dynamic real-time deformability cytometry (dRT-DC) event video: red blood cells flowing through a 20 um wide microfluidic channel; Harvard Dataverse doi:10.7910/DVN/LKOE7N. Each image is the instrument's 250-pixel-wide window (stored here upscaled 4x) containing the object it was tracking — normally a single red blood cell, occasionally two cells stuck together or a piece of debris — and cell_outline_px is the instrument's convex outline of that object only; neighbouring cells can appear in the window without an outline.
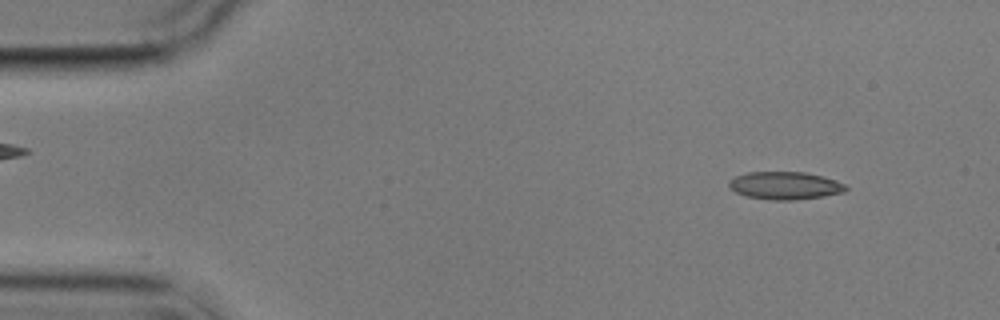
{"species": "common noctule bat (a hibernating species)", "species_latin": "Nyctalus noctula", "temperature_condition": "cold", "stored_images_in_passage": 3, "camera_frame_rate_fps": 3000, "um_per_image_px": 0.085, "animal": {"sex": "male", "body_mass_g": 17.9}, "frame": {"image": 1, "passage_image": 1, "time_ms": 0.0, "image_size_px": [1000, 320], "cell_outline_px": [[848, 188], [844, 192], [824, 196], [796, 200], [772, 200], [748, 196], [736, 192], [728, 188], [728, 180], [736, 176], [748, 172], [804, 172], [820, 176], [844, 184]], "centroid_in_image_um": [66.68, 15.78], "position_along_channel_um": 18.3, "area_um2": 18.73}}
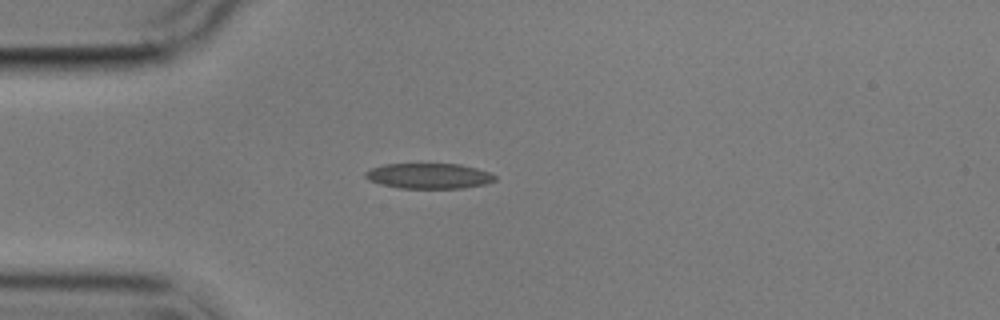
{"frame": {"image": 2, "passage_image": 3, "time_ms": 3.0, "image_size_px": [1000, 320], "cell_outline_px": [[496, 180], [484, 184], [464, 188], [400, 188], [380, 184], [368, 180], [364, 176], [364, 172], [372, 168], [384, 164], [460, 164], [476, 168], [488, 172], [496, 176]], "centroid_in_image_um": [36.43, 14.95], "position_along_channel_um": 48.6, "area_um2": 19.13}}